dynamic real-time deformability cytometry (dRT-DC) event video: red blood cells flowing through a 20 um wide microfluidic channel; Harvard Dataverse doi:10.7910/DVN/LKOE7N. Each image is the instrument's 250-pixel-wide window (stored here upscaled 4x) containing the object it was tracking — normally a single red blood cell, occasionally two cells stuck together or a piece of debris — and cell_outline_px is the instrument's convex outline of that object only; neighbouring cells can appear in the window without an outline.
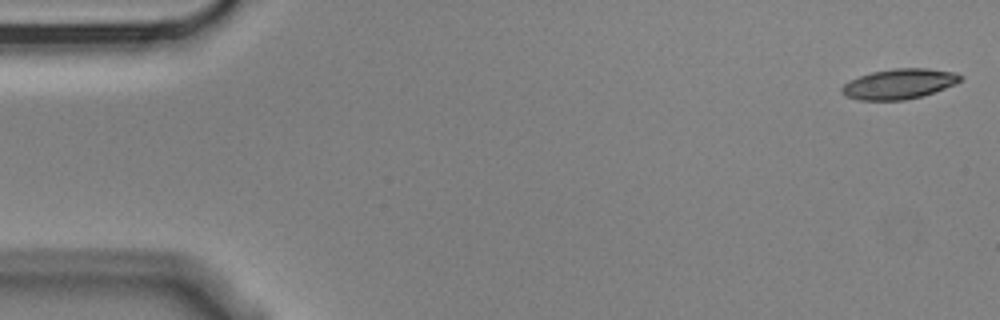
{"species": "Egyptian fruit bat (a non-hibernating species)", "species_latin": "Rousettus aegyptiacus", "temperature_condition": "cold", "stored_images_in_passage": 4, "camera_frame_rate_fps": 3000, "um_per_image_px": 0.085, "animal": {"sex": "male"}, "frame": {"image": 1, "passage_image": 1, "time_ms": 0.0, "image_size_px": [1000, 320], "cell_outline_px": [[964, 76], [956, 84], [920, 96], [904, 100], [860, 100], [844, 96], [840, 92], [840, 88], [848, 80], [872, 72], [892, 68], [928, 68], [956, 72]], "centroid_in_image_um": [76.4, 7.12], "position_along_channel_um": 8.6, "area_um2": 20.92}}
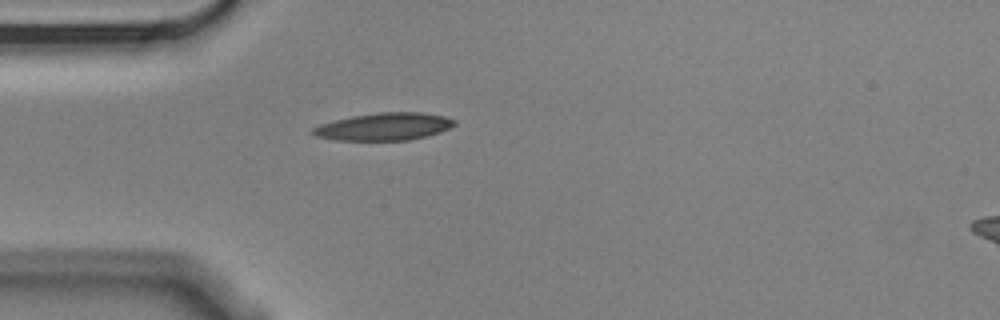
{"frame": {"image": 2, "passage_image": 4, "time_ms": 1.0, "image_size_px": [1000, 320], "cell_outline_px": [[456, 124], [440, 132], [428, 136], [408, 140], [336, 140], [316, 136], [308, 132], [312, 128], [320, 124], [352, 116], [380, 112], [420, 112], [444, 116], [456, 120]], "centroid_in_image_um": [32.64, 10.76], "position_along_channel_um": 52.4, "area_um2": 22.66}}